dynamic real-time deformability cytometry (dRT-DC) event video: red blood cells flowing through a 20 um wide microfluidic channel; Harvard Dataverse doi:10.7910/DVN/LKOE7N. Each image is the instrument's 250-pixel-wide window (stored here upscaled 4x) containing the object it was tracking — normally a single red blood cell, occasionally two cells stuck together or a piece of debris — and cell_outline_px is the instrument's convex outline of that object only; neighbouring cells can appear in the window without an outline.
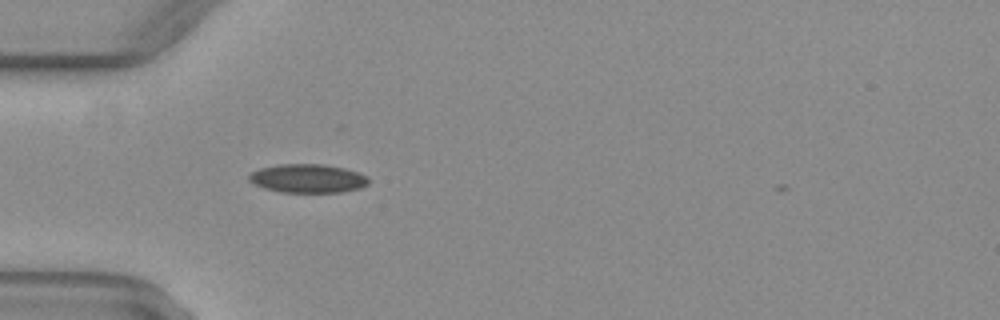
{"species": "common noctule bat (a hibernating species)", "species_latin": "Nyctalus noctula", "temperature_condition": "warm", "stored_images_in_passage": 35, "camera_frame_rate_fps": 3000, "um_per_image_px": 0.085, "animal": {"sex": "female", "body_mass_g": 29.2, "forearm_length_mm": 56.3}, "frame": {"image": 1, "passage_image": 1, "time_ms": 0.0, "image_size_px": [1000, 320], "cell_outline_px": [[368, 184], [360, 188], [340, 192], [280, 192], [264, 188], [248, 180], [248, 176], [252, 172], [260, 168], [280, 164], [324, 164], [344, 168], [368, 176]], "centroid_in_image_um": [26.16, 15.16], "position_along_channel_um": 58.8, "area_um2": 19.88}}
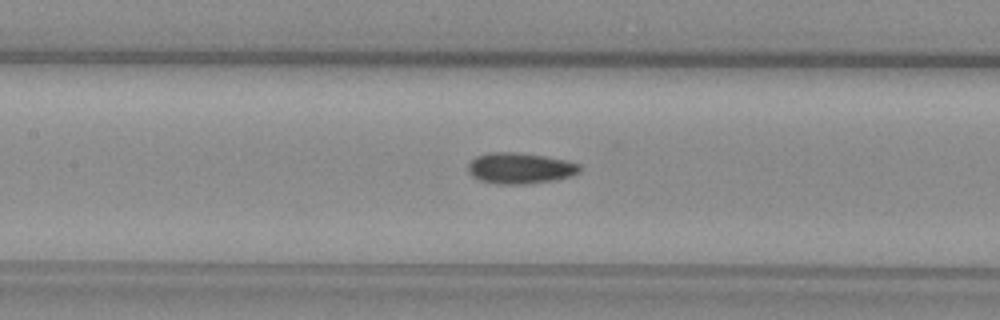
{"frame": {"image": 2, "passage_image": 9, "time_ms": 2.667, "image_size_px": [1000, 320], "cell_outline_px": [[580, 172], [572, 176], [552, 180], [524, 184], [496, 184], [480, 180], [472, 176], [468, 172], [468, 164], [476, 156], [492, 152], [516, 152], [544, 156], [564, 160], [580, 164]], "centroid_in_image_um": [44.19, 14.3], "position_along_channel_um": 163.2, "area_um2": 20.06}}
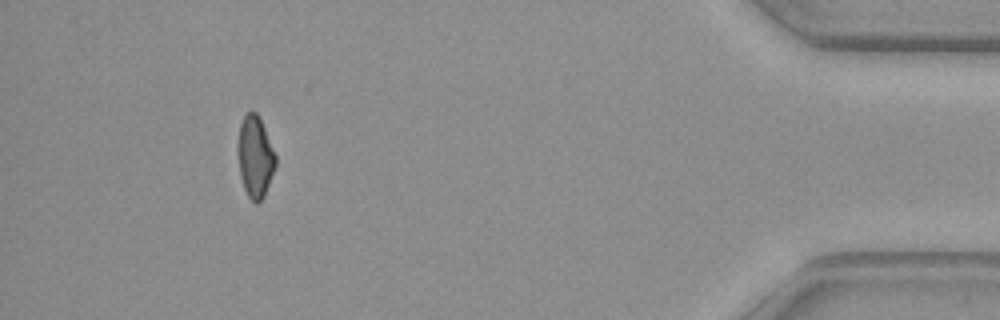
{"frame": {"image": 3, "passage_image": 32, "time_ms": 10.333, "image_size_px": [1000, 320], "cell_outline_px": [[276, 164], [264, 196], [256, 204], [248, 196], [244, 188], [240, 176], [236, 148], [240, 124], [244, 116], [252, 108], [256, 112], [264, 128], [276, 156]], "centroid_in_image_um": [21.65, 13.31], "position_along_channel_um": 413.5, "area_um2": 17.92}, "authors_computed_cell_mechanics": {"area_um2": 19.0162, "velocity_mm_per_s": 4.0901, "shape_relaxation_time_tau1_ms": null, "shape_relaxation_time_tau2_ms": 5.1091, "deformation_change_tau1": null, "deformation_change_tau2": 0.1096}}